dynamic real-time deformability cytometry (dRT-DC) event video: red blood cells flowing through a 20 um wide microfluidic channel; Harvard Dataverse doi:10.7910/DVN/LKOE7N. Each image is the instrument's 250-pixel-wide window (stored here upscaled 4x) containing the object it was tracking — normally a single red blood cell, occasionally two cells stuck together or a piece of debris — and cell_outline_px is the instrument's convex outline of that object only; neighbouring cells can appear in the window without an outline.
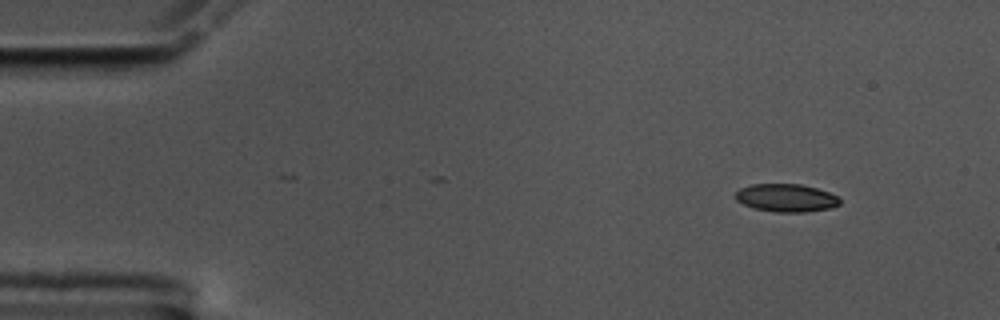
{"species": "common noctule bat (a hibernating species)", "species_latin": "Nyctalus noctula", "temperature_condition": "cold", "stored_images_in_passage": 52, "camera_frame_rate_fps": 3000, "um_per_image_px": 0.085, "animal": {"sex": "male", "body_mass_g": 17.5, "forearm_length_mm": 52.3}, "frame": {"image": 1, "passage_image": 1, "time_ms": 0.0, "image_size_px": [1000, 320], "cell_outline_px": [[840, 204], [832, 208], [804, 212], [776, 212], [752, 208], [736, 200], [732, 196], [740, 188], [752, 184], [800, 184], [816, 188], [828, 192], [836, 196], [840, 200]], "centroid_in_image_um": [66.79, 16.82], "position_along_channel_um": 18.2, "area_um2": 17.05}}
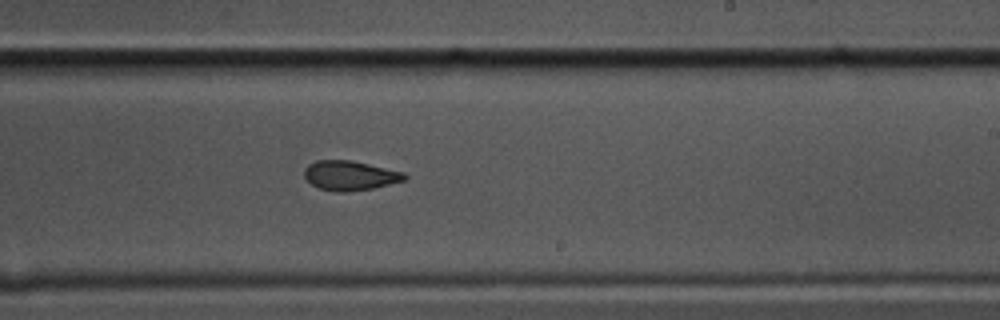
{"frame": {"image": 2, "passage_image": 29, "time_ms": 9.333, "image_size_px": [1000, 320], "cell_outline_px": [[408, 176], [404, 180], [372, 188], [344, 192], [336, 192], [320, 188], [312, 184], [304, 176], [304, 168], [308, 164], [316, 160], [352, 160], [404, 172]], "centroid_in_image_um": [29.73, 14.9], "position_along_channel_um": 259.3, "area_um2": 17.17}}
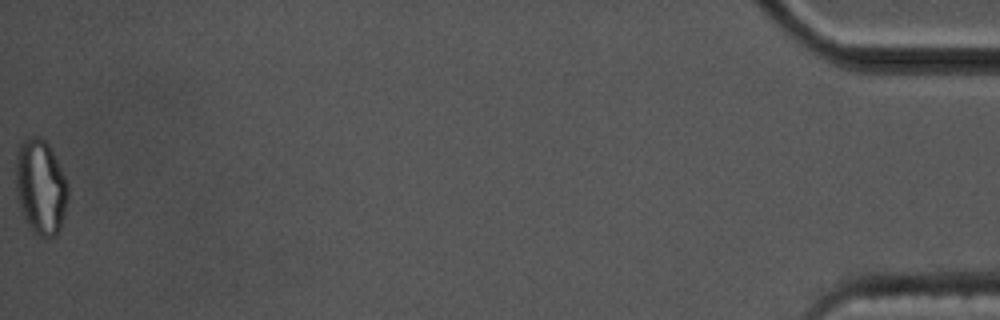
{"frame": {"image": 3, "passage_image": 52, "time_ms": 17.0, "image_size_px": [1000, 320], "cell_outline_px": [[68, 196], [64, 216], [60, 228], [56, 236], [44, 240], [28, 224], [24, 216], [16, 192], [16, 156], [20, 144], [24, 136], [40, 136], [48, 144], [68, 184]], "centroid_in_image_um": [3.46, 15.88], "position_along_channel_um": 431.7, "area_um2": 28.78}, "authors_computed_cell_mechanics": {"area_um2": 17.8602, "velocity_mm_per_s": 3.5493, "shape_relaxation_time_tau1_ms": 3.4088, "shape_relaxation_time_tau2_ms": 3.3743, "deformation_change_tau1": 0.1221, "deformation_change_tau2": 0.0943}}